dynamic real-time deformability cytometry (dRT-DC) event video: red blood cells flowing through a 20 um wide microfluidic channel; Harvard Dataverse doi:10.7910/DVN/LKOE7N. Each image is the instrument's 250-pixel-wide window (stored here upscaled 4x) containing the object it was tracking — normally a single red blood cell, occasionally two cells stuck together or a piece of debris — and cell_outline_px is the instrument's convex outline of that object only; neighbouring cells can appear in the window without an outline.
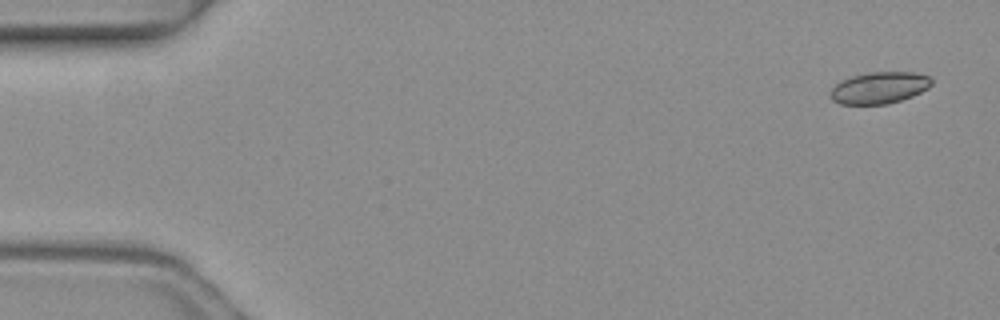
{"species": "common noctule bat (a hibernating species)", "species_latin": "Nyctalus noctula", "temperature_condition": "warm", "stored_images_in_passage": 5, "camera_frame_rate_fps": 3000, "um_per_image_px": 0.085, "animal": {"sex": "female", "body_mass_g": 19.3, "forearm_length_mm": 54.1}, "frame": {"image": 1, "passage_image": 1, "time_ms": 0.0, "image_size_px": [1000, 320], "cell_outline_px": [[932, 84], [928, 88], [912, 96], [888, 104], [840, 104], [832, 100], [828, 96], [828, 92], [836, 84], [852, 76], [872, 72], [912, 72], [928, 76], [932, 80]], "centroid_in_image_um": [74.71, 7.47], "position_along_channel_um": 10.3, "area_um2": 18.61}}
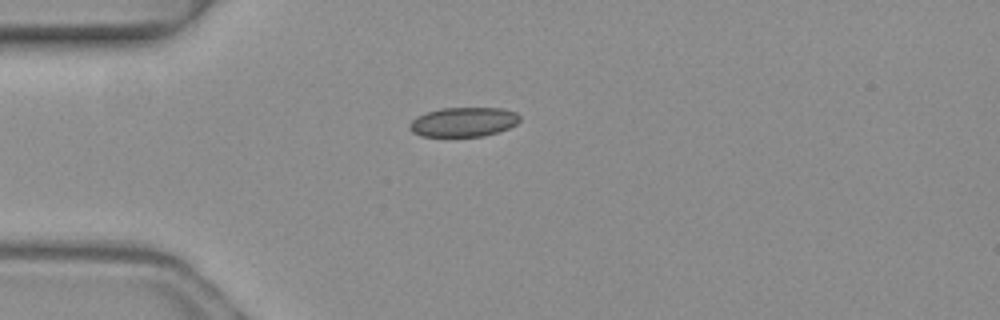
{"frame": {"image": 2, "passage_image": 4, "time_ms": 1.0, "image_size_px": [1000, 320], "cell_outline_px": [[520, 120], [516, 124], [508, 128], [484, 136], [420, 136], [412, 132], [408, 128], [408, 124], [416, 116], [440, 108], [504, 108], [516, 112], [520, 116]], "centroid_in_image_um": [39.38, 10.36], "position_along_channel_um": 45.6, "area_um2": 18.96}}